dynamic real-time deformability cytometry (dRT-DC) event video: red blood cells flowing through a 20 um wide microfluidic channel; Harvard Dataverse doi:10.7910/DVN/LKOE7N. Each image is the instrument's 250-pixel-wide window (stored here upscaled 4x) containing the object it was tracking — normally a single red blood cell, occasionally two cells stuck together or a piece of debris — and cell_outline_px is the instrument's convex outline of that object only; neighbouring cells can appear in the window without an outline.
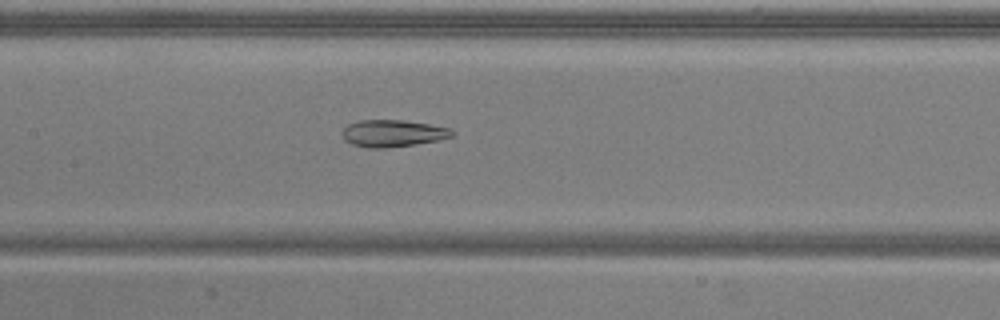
{"species": "common noctule bat (a hibernating species)", "species_latin": "Nyctalus noctula", "temperature_condition": "warm", "stored_images_in_passage": 50, "camera_frame_rate_fps": 3000, "um_per_image_px": 0.085, "animal": {"sex": "male", "body_mass_g": 20.5, "forearm_length_mm": 52.5}, "frame": {"image": 1, "passage_image": 22, "time_ms": 7.0, "image_size_px": [1000, 320], "cell_outline_px": [[456, 136], [440, 140], [416, 144], [384, 148], [368, 148], [352, 144], [344, 140], [340, 132], [348, 124], [360, 120], [404, 120], [452, 128], [456, 132]], "centroid_in_image_um": [33.43, 11.33], "position_along_channel_um": 174.0, "area_um2": 17.57}}
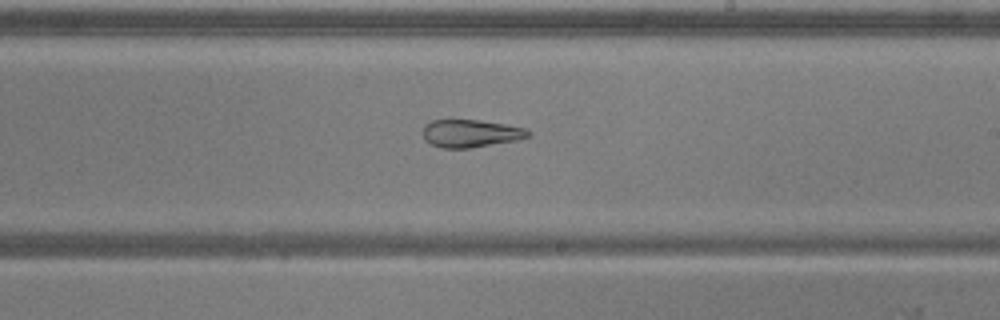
{"frame": {"image": 2, "passage_image": 28, "time_ms": 9.0, "image_size_px": [1000, 320], "cell_outline_px": [[532, 136], [516, 140], [468, 148], [440, 148], [424, 140], [424, 124], [432, 120], [480, 120], [504, 124], [524, 128], [532, 132]], "centroid_in_image_um": [40.01, 11.34], "position_along_channel_um": 249.0, "area_um2": 16.94}}
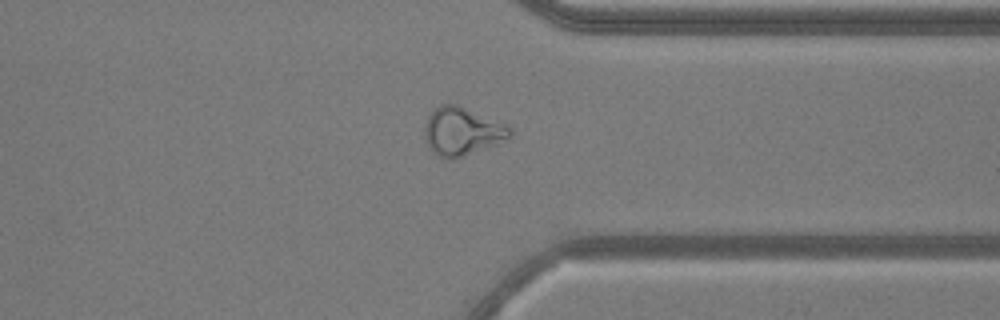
{"frame": {"image": 3, "passage_image": 38, "time_ms": 12.333, "image_size_px": [1000, 320], "cell_outline_px": [[512, 136], [496, 144], [464, 156], [452, 160], [436, 156], [432, 152], [424, 136], [424, 128], [428, 116], [440, 104], [456, 104], [508, 124], [512, 132]], "centroid_in_image_um": [39.28, 11.17], "position_along_channel_um": 372.1, "area_um2": 23.99}, "authors_computed_cell_mechanics": {"area_um2": 23.7558, "velocity_mm_per_s": 3.769, "shape_relaxation_time_tau1_ms": null, "shape_relaxation_time_tau2_ms": 3.7579, "deformation_change_tau1": null, "deformation_change_tau2": 0.0974}}